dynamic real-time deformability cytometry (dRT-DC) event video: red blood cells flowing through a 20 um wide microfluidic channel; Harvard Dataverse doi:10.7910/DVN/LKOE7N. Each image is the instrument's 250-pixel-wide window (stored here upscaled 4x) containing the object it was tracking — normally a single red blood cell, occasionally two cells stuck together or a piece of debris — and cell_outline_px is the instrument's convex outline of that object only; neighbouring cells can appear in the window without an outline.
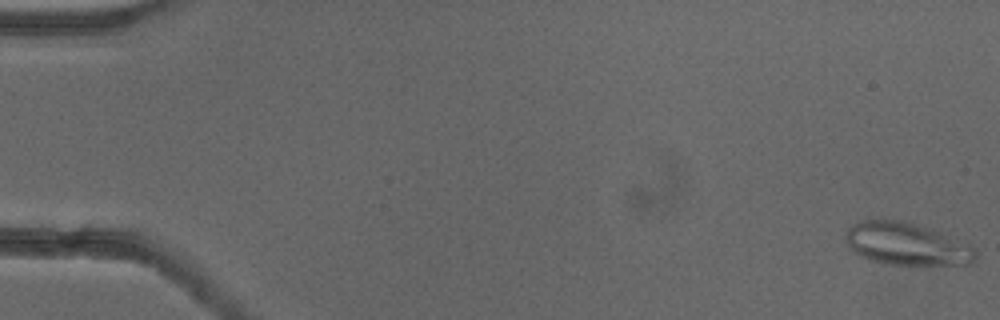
{"species": "common noctule bat (a hibernating species)", "species_latin": "Nyctalus noctula", "temperature_condition": "cold", "stored_images_in_passage": 53, "segment_of_instrument_passage": [1, 2], "camera_frame_rate_fps": 3000, "um_per_image_px": 0.085, "animal": {"sex": "female"}, "frame": {"image": 1, "passage_image": 1, "time_ms": 0.0, "image_size_px": [1000, 320], "cell_outline_px": [[976, 260], [972, 264], [884, 264], [868, 260], [852, 252], [848, 248], [844, 240], [848, 228], [852, 224], [864, 220], [884, 216], [904, 220], [932, 228], [968, 244], [976, 248]], "centroid_in_image_um": [77.0, 20.69], "position_along_channel_um": 8.0, "area_um2": 33.12}}